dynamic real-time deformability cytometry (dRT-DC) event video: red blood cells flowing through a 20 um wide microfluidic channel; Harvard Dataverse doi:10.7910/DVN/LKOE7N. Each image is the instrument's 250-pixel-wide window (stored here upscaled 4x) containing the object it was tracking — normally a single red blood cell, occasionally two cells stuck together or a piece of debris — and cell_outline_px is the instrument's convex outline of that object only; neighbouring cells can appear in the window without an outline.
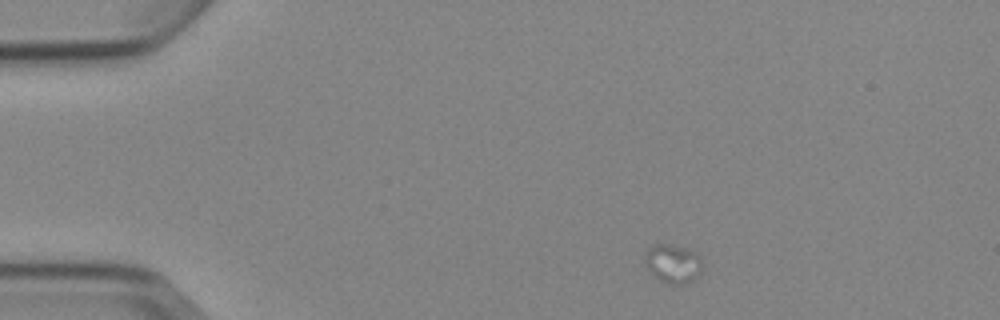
{"species": "Egyptian fruit bat (a non-hibernating species)", "species_latin": "Rousettus aegyptiacus", "temperature_condition": "cold", "stored_images_in_passage": 4, "camera_frame_rate_fps": 3000, "um_per_image_px": 0.085, "animal": {"sex": "female"}, "frame": {"image": 1, "passage_image": 1, "time_ms": 0.0, "image_size_px": [1000, 320], "cell_outline_px": [[700, 272], [692, 280], [684, 284], [668, 284], [660, 280], [648, 272], [644, 264], [644, 252], [652, 244], [668, 244], [688, 248], [700, 256]], "centroid_in_image_um": [57.12, 22.39], "position_along_channel_um": 27.9, "area_um2": 13.12}}